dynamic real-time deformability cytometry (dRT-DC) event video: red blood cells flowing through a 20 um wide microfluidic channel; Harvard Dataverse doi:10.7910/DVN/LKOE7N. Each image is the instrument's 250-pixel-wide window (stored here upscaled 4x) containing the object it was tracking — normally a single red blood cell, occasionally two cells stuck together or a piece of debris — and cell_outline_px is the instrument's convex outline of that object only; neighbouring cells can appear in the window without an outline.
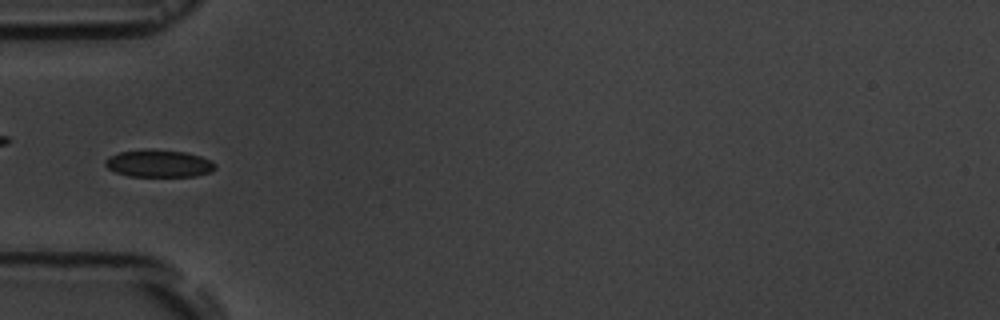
{"species": "common noctule bat (a hibernating species)", "species_latin": "Nyctalus noctula", "temperature_condition": "room temperature", "stored_images_in_passage": 10, "camera_frame_rate_fps": 3000, "um_per_image_px": 0.085, "animal": {"sex": "male", "body_mass_g": 19.5, "forearm_length_mm": 54.6}, "frame": {"image": 1, "passage_image": 6, "time_ms": 6.0, "image_size_px": [1000, 320], "cell_outline_px": [[216, 168], [212, 172], [196, 176], [128, 176], [116, 172], [108, 168], [104, 164], [104, 160], [108, 156], [120, 152], [144, 148], [184, 152], [200, 156], [212, 160], [216, 164]], "centroid_in_image_um": [13.5, 13.89], "position_along_channel_um": 71.5, "area_um2": 17.74}}
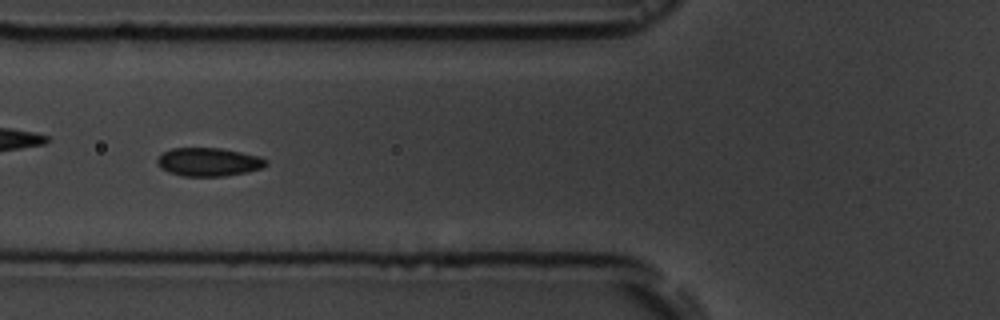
{"frame": {"image": 2, "passage_image": 7, "time_ms": 7.0, "image_size_px": [1000, 320], "cell_outline_px": [[268, 164], [264, 168], [248, 172], [224, 176], [184, 176], [168, 172], [160, 168], [156, 164], [156, 160], [164, 152], [172, 148], [220, 148], [260, 156], [268, 160]], "centroid_in_image_um": [17.76, 13.77], "position_along_channel_um": 108.0, "area_um2": 18.15}}
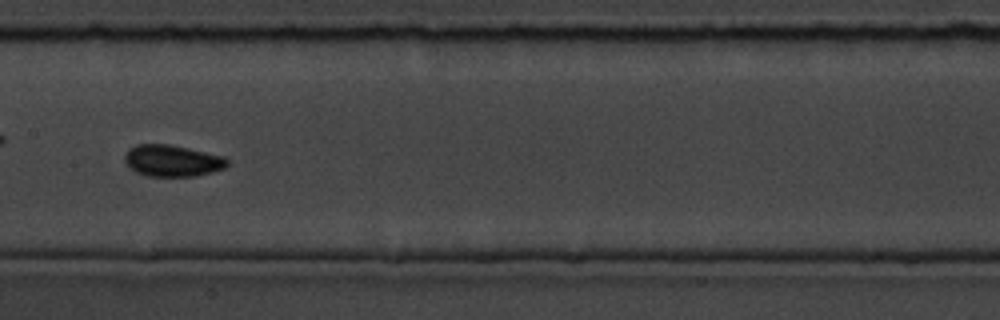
{"frame": {"image": 3, "passage_image": 9, "time_ms": 9.333, "image_size_px": [1000, 320], "cell_outline_px": [[228, 164], [224, 168], [212, 172], [196, 176], [148, 176], [136, 172], [124, 160], [124, 156], [128, 148], [136, 144], [168, 144], [188, 148], [224, 156], [228, 160]], "centroid_in_image_um": [14.64, 13.65], "position_along_channel_um": 192.8, "area_um2": 18.84}}